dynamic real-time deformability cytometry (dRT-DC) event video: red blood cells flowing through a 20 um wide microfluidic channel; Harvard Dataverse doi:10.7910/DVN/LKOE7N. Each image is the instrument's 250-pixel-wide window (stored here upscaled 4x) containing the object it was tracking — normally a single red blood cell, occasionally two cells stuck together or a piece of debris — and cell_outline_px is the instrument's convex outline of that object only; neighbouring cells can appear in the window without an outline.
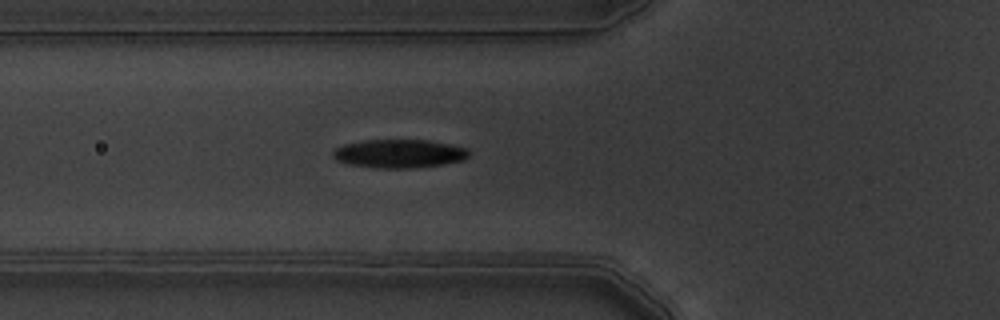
{"species": "common noctule bat (a hibernating species)", "species_latin": "Nyctalus noctula", "temperature_condition": "warm", "stored_images_in_passage": 6, "camera_frame_rate_fps": 3000, "um_per_image_px": 0.085, "animal": {"sex": "male", "body_mass_g": 19.5, "forearm_length_mm": 54.6}, "frame": {"image": 1, "passage_image": 6, "time_ms": 1.667, "image_size_px": [1000, 320], "cell_outline_px": [[468, 156], [464, 160], [444, 164], [416, 168], [380, 168], [348, 164], [336, 160], [332, 156], [332, 152], [336, 148], [344, 144], [368, 140], [428, 140], [468, 148]], "centroid_in_image_um": [33.93, 13.06], "position_along_channel_um": 91.9, "area_um2": 22.54}}